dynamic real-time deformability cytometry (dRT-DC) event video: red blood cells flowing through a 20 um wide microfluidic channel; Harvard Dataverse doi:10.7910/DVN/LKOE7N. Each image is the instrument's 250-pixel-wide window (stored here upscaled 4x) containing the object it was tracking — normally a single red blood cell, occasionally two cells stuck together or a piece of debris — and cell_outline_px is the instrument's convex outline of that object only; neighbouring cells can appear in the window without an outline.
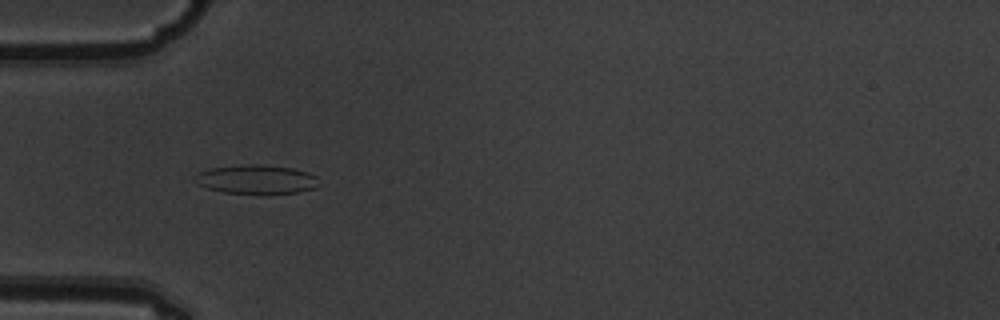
{"species": "common noctule bat (a hibernating species)", "species_latin": "Nyctalus noctula", "temperature_condition": "warm", "stored_images_in_passage": 6, "camera_frame_rate_fps": 3000, "um_per_image_px": 0.085, "animal": {"sex": "male", "body_mass_g": 19.5, "forearm_length_mm": 54.6}, "frame": {"image": 1, "passage_image": 5, "time_ms": 1.333, "image_size_px": [1000, 320], "cell_outline_px": [[316, 188], [296, 192], [224, 192], [208, 188], [196, 184], [192, 180], [200, 172], [212, 168], [252, 164], [260, 164], [292, 168], [308, 172], [316, 176]], "centroid_in_image_um": [21.77, 15.22], "position_along_channel_um": 63.2, "area_um2": 20.23}}